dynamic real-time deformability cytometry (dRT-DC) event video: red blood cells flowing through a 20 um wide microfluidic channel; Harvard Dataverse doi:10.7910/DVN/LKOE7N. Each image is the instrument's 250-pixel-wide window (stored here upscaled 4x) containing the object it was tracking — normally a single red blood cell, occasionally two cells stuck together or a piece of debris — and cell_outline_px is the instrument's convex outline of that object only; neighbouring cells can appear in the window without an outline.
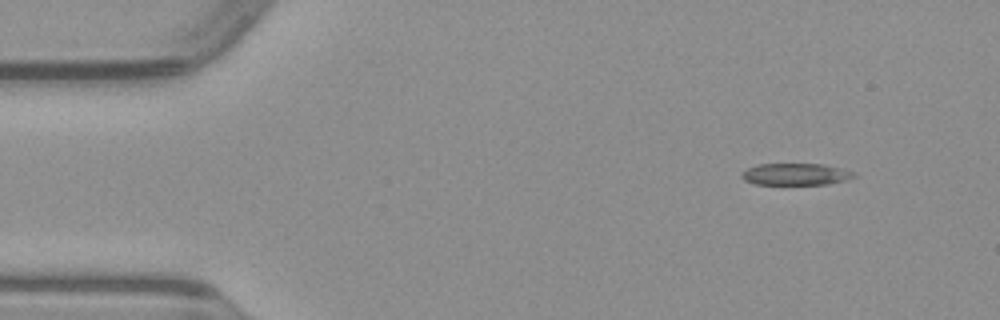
{"species": "common noctule bat (a hibernating species)", "species_latin": "Nyctalus noctula", "temperature_condition": "warm", "stored_images_in_passage": 46, "camera_frame_rate_fps": 3000, "um_per_image_px": 0.085, "animal": {"sex": "male", "body_mass_g": 23.1, "forearm_length_mm": 52.7}, "frame": {"image": 1, "passage_image": 1, "time_ms": 0.0, "image_size_px": [1000, 320], "cell_outline_px": [[856, 176], [844, 180], [828, 184], [756, 184], [744, 180], [740, 176], [740, 172], [756, 164], [824, 164], [844, 168], [856, 172]], "centroid_in_image_um": [67.64, 14.8], "position_along_channel_um": 17.4, "area_um2": 14.39}}
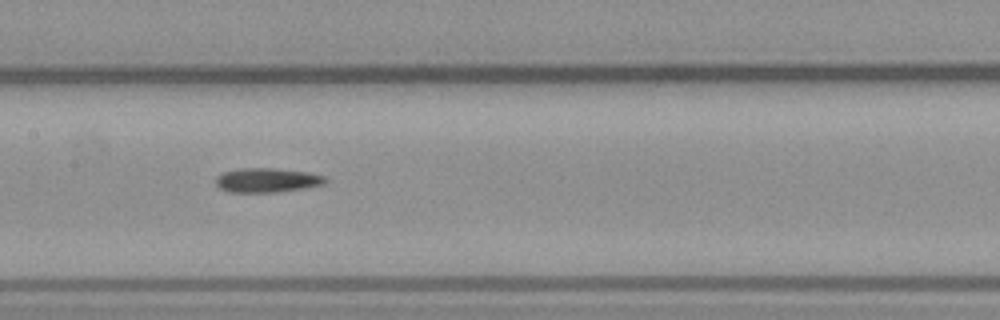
{"frame": {"image": 2, "passage_image": 20, "time_ms": 6.333, "image_size_px": [1000, 320], "cell_outline_px": [[328, 180], [324, 184], [304, 188], [276, 192], [228, 192], [220, 188], [216, 184], [216, 176], [224, 172], [240, 168], [272, 168], [308, 172], [324, 176]], "centroid_in_image_um": [22.69, 15.31], "position_along_channel_um": 184.7, "area_um2": 15.49}}
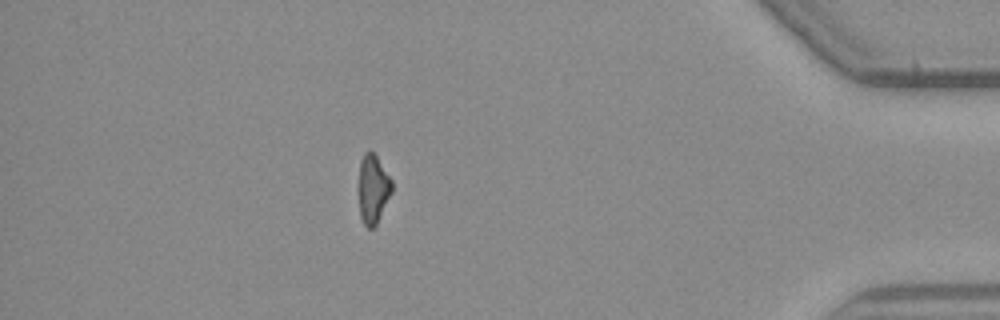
{"frame": {"image": 3, "passage_image": 40, "time_ms": 13.0, "image_size_px": [1000, 320], "cell_outline_px": [[392, 192], [376, 224], [372, 228], [368, 228], [364, 224], [360, 216], [360, 160], [364, 152], [368, 148], [376, 156], [392, 180]], "centroid_in_image_um": [31.72, 16.04], "position_along_channel_um": 403.5, "area_um2": 13.01}}